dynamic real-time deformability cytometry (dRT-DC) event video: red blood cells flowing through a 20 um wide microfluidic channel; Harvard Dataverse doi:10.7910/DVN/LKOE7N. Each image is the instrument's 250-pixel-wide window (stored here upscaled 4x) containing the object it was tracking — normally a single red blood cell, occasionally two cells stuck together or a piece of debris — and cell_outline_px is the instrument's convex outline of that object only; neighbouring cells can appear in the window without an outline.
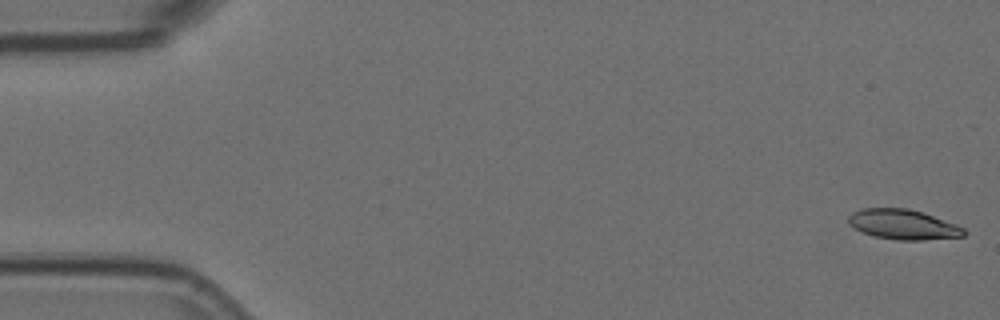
{"species": "Egyptian fruit bat (a non-hibernating species)", "species_latin": "Rousettus aegyptiacus", "temperature_condition": "room temperature", "stored_images_in_passage": 26, "camera_frame_rate_fps": 3000, "um_per_image_px": 0.085, "animal": {"sex": "female"}, "frame": {"image": 1, "passage_image": 1, "time_ms": 0.0, "image_size_px": [1000, 320], "cell_outline_px": [[968, 232], [964, 236], [924, 240], [896, 240], [876, 236], [864, 232], [848, 224], [848, 216], [852, 212], [860, 208], [908, 208], [924, 212], [956, 224], [964, 228]], "centroid_in_image_um": [76.79, 19.07], "position_along_channel_um": 8.2, "area_um2": 20.29}}
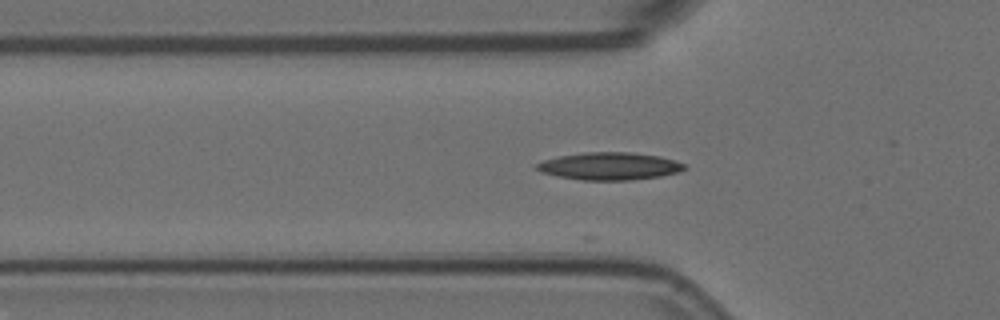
{"frame": {"image": 2, "passage_image": 18, "time_ms": 5.667, "image_size_px": [1000, 320], "cell_outline_px": [[688, 168], [676, 172], [660, 176], [632, 180], [584, 180], [556, 176], [540, 172], [536, 168], [536, 164], [544, 160], [560, 156], [584, 152], [632, 152], [660, 156], [676, 160], [684, 164]], "centroid_in_image_um": [51.82, 14.12], "position_along_channel_um": 74.0, "area_um2": 23.7}}
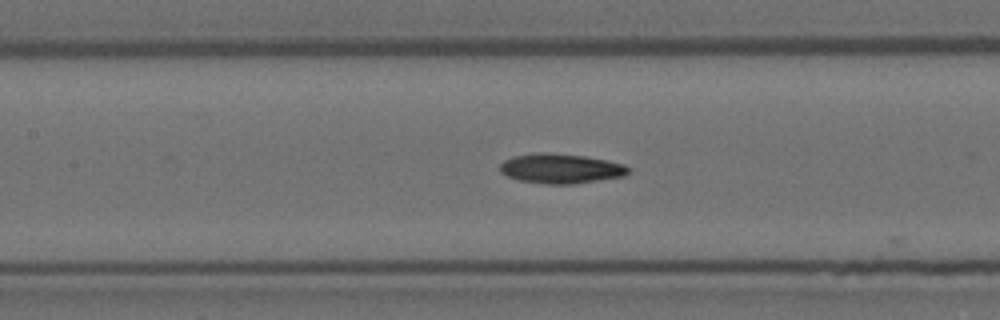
{"frame": {"image": 3, "passage_image": 25, "time_ms": 8.0, "image_size_px": [1000, 320], "cell_outline_px": [[632, 168], [624, 176], [572, 184], [544, 184], [520, 180], [508, 176], [500, 172], [500, 164], [504, 160], [512, 156], [536, 152], [548, 152], [584, 156], [608, 160], [624, 164]], "centroid_in_image_um": [47.66, 14.31], "position_along_channel_um": 159.7, "area_um2": 22.37}}